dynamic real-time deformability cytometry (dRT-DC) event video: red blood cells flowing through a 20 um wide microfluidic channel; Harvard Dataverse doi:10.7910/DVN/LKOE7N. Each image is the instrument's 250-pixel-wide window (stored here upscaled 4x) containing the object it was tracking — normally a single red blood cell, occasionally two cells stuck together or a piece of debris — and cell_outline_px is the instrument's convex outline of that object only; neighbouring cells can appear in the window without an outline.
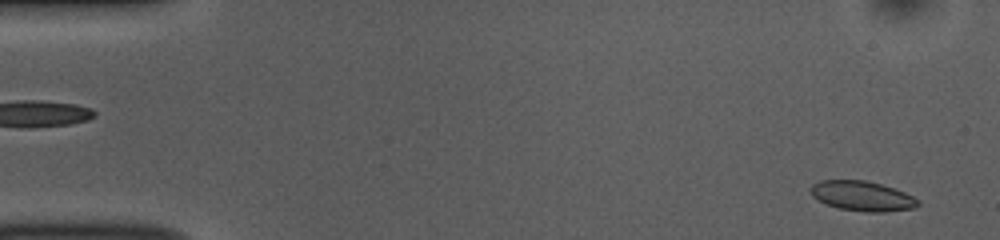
{"species": "common noctule bat (a hibernating species)", "species_latin": "Nyctalus noctula", "temperature_condition": "room temperature", "stored_images_in_passage": 54, "camera_frame_rate_fps": 3000, "um_per_image_px": 0.085, "animal": {"sex": "female", "body_mass_g": 10.0, "forearm_length_mm": 53.1}, "frame": {"image": 1, "passage_image": 3, "time_ms": 0.667, "image_size_px": [1000, 240], "cell_outline_px": [[920, 204], [916, 208], [884, 212], [864, 212], [840, 208], [824, 204], [812, 196], [808, 188], [812, 184], [820, 180], [864, 180], [880, 184], [904, 192], [920, 200]], "centroid_in_image_um": [73.26, 16.67], "position_along_channel_um": 11.7, "area_um2": 18.84}}
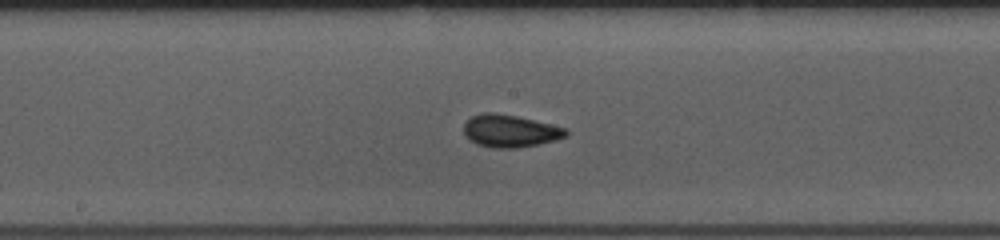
{"frame": {"image": 2, "passage_image": 28, "time_ms": 9.0, "image_size_px": [1000, 240], "cell_outline_px": [[568, 136], [556, 140], [540, 144], [516, 148], [496, 148], [476, 144], [468, 140], [464, 136], [464, 124], [472, 116], [484, 112], [496, 112], [516, 116], [568, 128]], "centroid_in_image_um": [43.36, 11.14], "position_along_channel_um": 204.8, "area_um2": 19.54}}
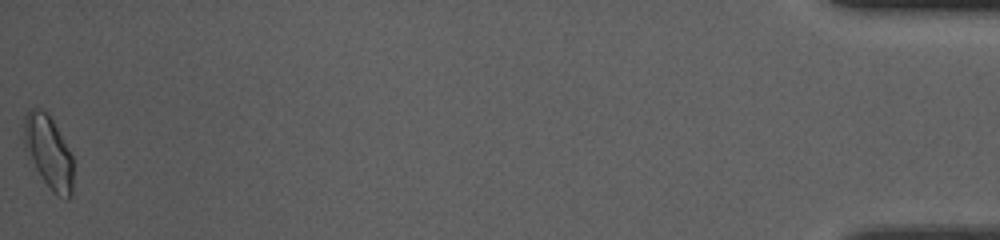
{"frame": {"image": 3, "passage_image": 54, "time_ms": 17.667, "image_size_px": [1000, 240], "cell_outline_px": [[72, 196], [68, 200], [56, 196], [52, 192], [24, 152], [24, 116], [32, 108], [40, 108], [48, 112], [72, 156]], "centroid_in_image_um": [4.11, 12.95], "position_along_channel_um": 431.1, "area_um2": 20.98}, "authors_computed_cell_mechanics": {"area_um2": 18.4382, "velocity_mm_per_s": 3.7137, "shape_relaxation_time_tau1_ms": 5.3637, "shape_relaxation_time_tau2_ms": 0.8774, "deformation_change_tau1": 0.1089, "deformation_change_tau2": 0.0439}}